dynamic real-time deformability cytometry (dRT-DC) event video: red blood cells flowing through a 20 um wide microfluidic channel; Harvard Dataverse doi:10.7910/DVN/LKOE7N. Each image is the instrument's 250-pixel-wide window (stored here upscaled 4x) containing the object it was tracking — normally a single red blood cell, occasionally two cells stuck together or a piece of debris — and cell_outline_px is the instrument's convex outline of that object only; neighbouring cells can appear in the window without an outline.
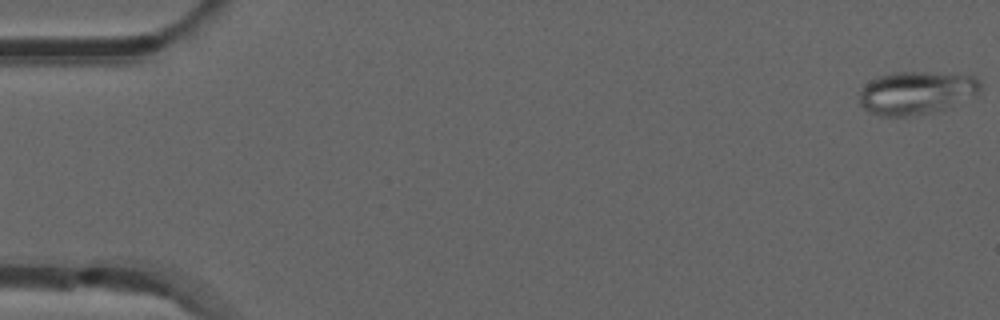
{"species": "common noctule bat (a hibernating species)", "species_latin": "Nyctalus noctula", "temperature_condition": "room temperature", "stored_images_in_passage": 27, "camera_frame_rate_fps": 3000, "um_per_image_px": 0.085, "animal": {"sex": "male", "forearm_length_mm": 52.5}, "frame": {"image": 1, "passage_image": 1, "time_ms": 0.0, "image_size_px": [1000, 320], "cell_outline_px": [[980, 92], [952, 108], [908, 116], [880, 116], [868, 112], [860, 104], [860, 92], [872, 80], [880, 76], [892, 72], [928, 72], [976, 76], [980, 80]], "centroid_in_image_um": [77.94, 7.89], "position_along_channel_um": 7.1, "area_um2": 30.4}}
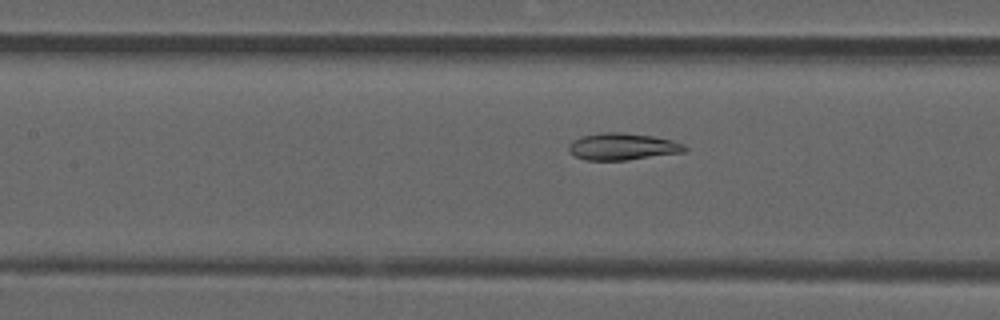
{"frame": {"image": 2, "passage_image": 24, "time_ms": 7.667, "image_size_px": [1000, 320], "cell_outline_px": [[688, 148], [684, 152], [628, 160], [584, 160], [568, 152], [568, 144], [572, 140], [580, 136], [600, 132], [620, 132], [652, 136], [672, 140], [684, 144]], "centroid_in_image_um": [52.88, 12.45], "position_along_channel_um": 154.5, "area_um2": 18.38}}